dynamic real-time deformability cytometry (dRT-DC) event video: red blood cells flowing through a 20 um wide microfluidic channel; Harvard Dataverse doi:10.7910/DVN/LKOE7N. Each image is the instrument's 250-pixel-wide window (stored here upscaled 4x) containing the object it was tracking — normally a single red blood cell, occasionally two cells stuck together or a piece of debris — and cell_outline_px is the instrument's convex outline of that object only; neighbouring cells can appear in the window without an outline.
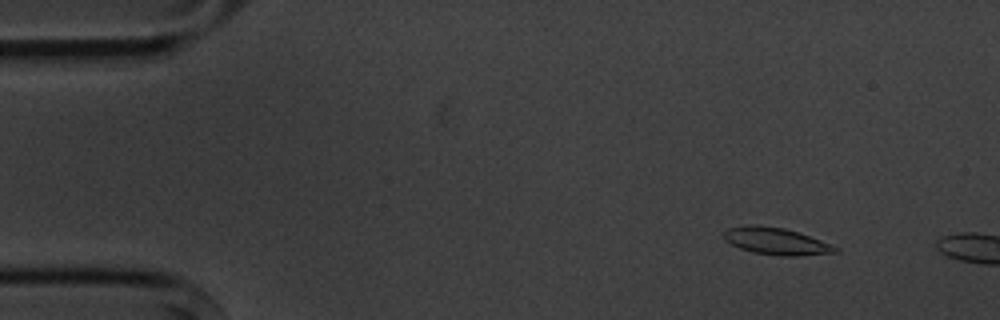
{"species": "common noctule bat (a hibernating species)", "species_latin": "Nyctalus noctula", "temperature_condition": "cold", "stored_images_in_passage": 3, "camera_frame_rate_fps": 3000, "um_per_image_px": 0.085, "animal": {"sex": "male", "body_mass_g": 20.1, "forearm_length_mm": 53.5}, "frame": {"image": 1, "passage_image": 2, "time_ms": 1.333, "image_size_px": [1000, 320], "cell_outline_px": [[840, 252], [796, 256], [780, 256], [752, 252], [740, 248], [724, 240], [724, 232], [728, 228], [748, 224], [756, 224], [784, 228], [820, 240], [840, 248]], "centroid_in_image_um": [65.96, 20.5], "position_along_channel_um": 19.0, "area_um2": 17.51}}